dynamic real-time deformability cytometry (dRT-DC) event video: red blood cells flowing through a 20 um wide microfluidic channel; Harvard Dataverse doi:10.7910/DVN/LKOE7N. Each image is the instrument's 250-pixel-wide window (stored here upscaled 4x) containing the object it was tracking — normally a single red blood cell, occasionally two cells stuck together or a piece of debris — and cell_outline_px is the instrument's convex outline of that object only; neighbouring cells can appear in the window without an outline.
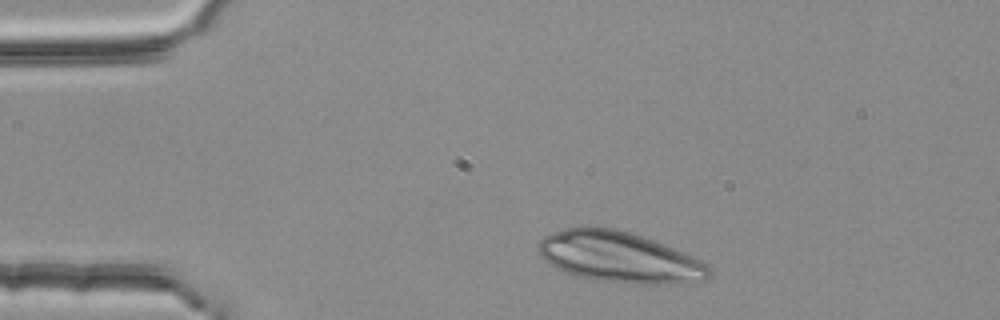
{"species": "common noctule bat (a hibernating species)", "species_latin": "Nyctalus noctula", "temperature_condition": "room temperature", "stored_images_in_passage": 2, "camera_frame_rate_fps": 3000, "um_per_image_px": 0.085, "animal": {"sex": "female", "body_mass_g": 25.1}, "frame": {"image": 1, "passage_image": 1, "time_ms": 0.0, "image_size_px": [1000, 320], "cell_outline_px": [[712, 276], [708, 280], [688, 284], [632, 284], [596, 280], [576, 276], [556, 268], [548, 264], [540, 256], [536, 248], [540, 240], [544, 236], [552, 232], [564, 228], [612, 228], [628, 232], [664, 244], [708, 264], [712, 272]], "centroid_in_image_um": [52.66, 21.9], "position_along_channel_um": 32.3, "area_um2": 50.75}}